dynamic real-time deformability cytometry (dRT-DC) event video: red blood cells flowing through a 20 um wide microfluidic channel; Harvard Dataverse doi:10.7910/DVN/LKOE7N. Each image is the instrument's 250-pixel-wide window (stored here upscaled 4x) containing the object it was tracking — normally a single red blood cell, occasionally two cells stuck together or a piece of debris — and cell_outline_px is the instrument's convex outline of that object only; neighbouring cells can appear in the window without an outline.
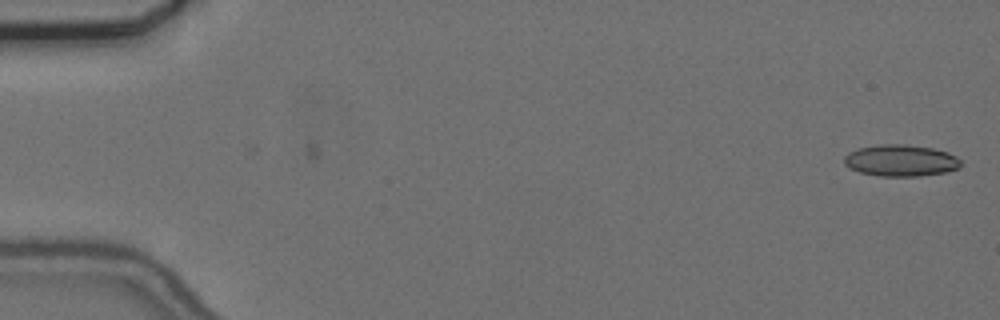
{"species": "common noctule bat (a hibernating species)", "species_latin": "Nyctalus noctula", "temperature_condition": "cold", "stored_images_in_passage": 55, "camera_frame_rate_fps": 3000, "um_per_image_px": 0.085, "animal": {"sex": "female", "body_mass_g": 24.6, "forearm_length_mm": 56.2}, "frame": {"image": 1, "passage_image": 1, "time_ms": 0.0, "image_size_px": [1000, 320], "cell_outline_px": [[960, 168], [944, 172], [920, 176], [880, 176], [860, 172], [844, 164], [844, 156], [848, 152], [856, 148], [876, 144], [904, 144], [932, 148], [948, 152], [956, 156], [960, 160]], "centroid_in_image_um": [76.55, 13.63], "position_along_channel_um": 8.5, "area_um2": 21.56}}
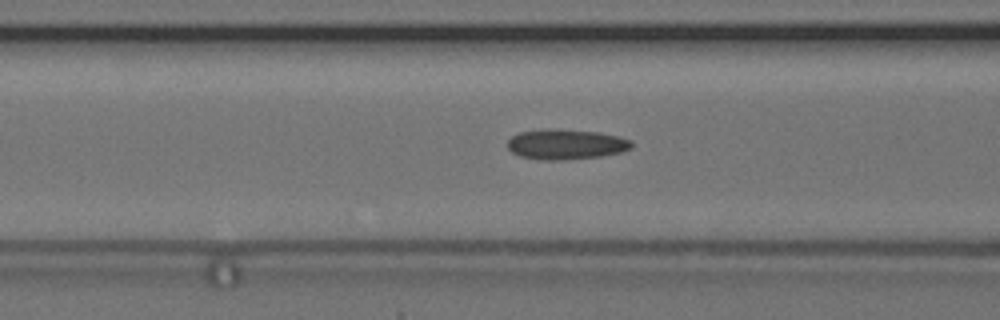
{"frame": {"image": 2, "passage_image": 22, "time_ms": 7.0, "image_size_px": [1000, 320], "cell_outline_px": [[632, 148], [620, 152], [600, 156], [564, 160], [540, 160], [520, 156], [512, 152], [508, 148], [508, 140], [512, 136], [520, 132], [600, 132], [620, 136], [632, 140]], "centroid_in_image_um": [48.16, 12.32], "position_along_channel_um": 118.4, "area_um2": 20.81}}
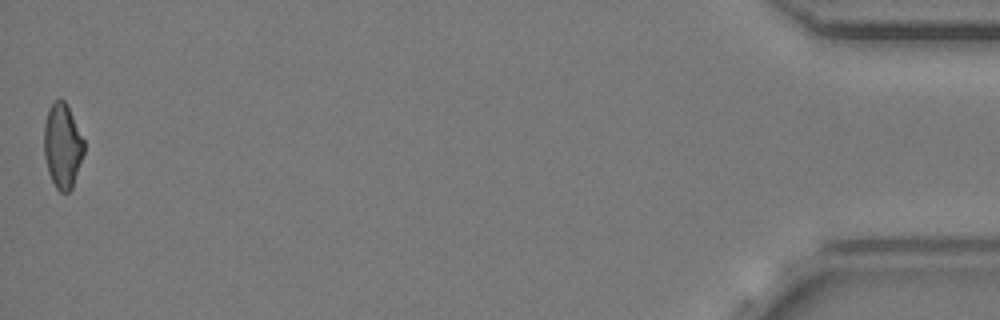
{"frame": {"image": 3, "passage_image": 55, "time_ms": 18.0, "image_size_px": [1000, 320], "cell_outline_px": [[84, 152], [72, 188], [68, 192], [60, 192], [56, 188], [48, 172], [44, 156], [44, 124], [48, 108], [60, 96], [64, 100], [84, 140]], "centroid_in_image_um": [5.29, 12.39], "position_along_channel_um": 429.9, "area_um2": 19.59}, "authors_computed_cell_mechanics": {"area_um2": 21.097, "velocity_mm_per_s": 3.6965, "shape_relaxation_time_tau1_ms": 6.3972, "shape_relaxation_time_tau2_ms": 3.2002, "deformation_change_tau1": 0.123, "deformation_change_tau2": 0.1124}}